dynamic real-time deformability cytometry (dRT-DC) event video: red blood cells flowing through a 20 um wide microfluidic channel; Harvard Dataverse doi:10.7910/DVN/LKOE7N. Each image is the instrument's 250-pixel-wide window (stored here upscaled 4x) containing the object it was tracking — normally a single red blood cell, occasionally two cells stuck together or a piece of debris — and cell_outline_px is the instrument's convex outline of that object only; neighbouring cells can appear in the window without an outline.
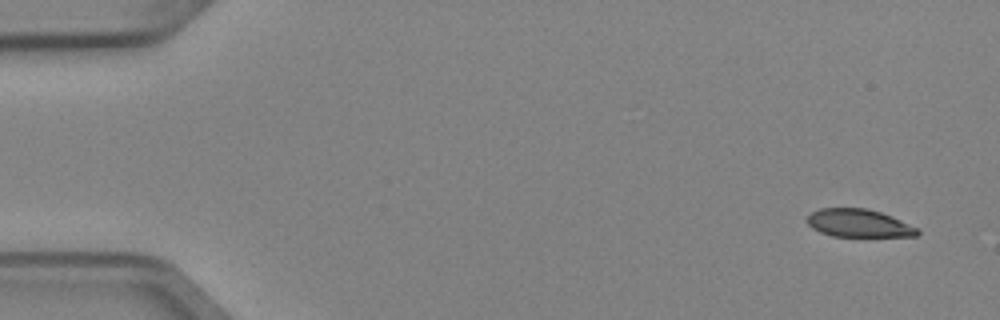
{"species": "Egyptian fruit bat (a non-hibernating species)", "species_latin": "Rousettus aegyptiacus", "temperature_condition": "cold", "stored_images_in_passage": 4, "camera_frame_rate_fps": 3000, "um_per_image_px": 0.085, "animal": {"sex": "female"}, "frame": {"image": 1, "passage_image": 1, "time_ms": 0.0, "image_size_px": [1000, 320], "cell_outline_px": [[920, 232], [916, 236], [832, 236], [820, 232], [812, 228], [808, 224], [808, 216], [812, 212], [820, 208], [868, 208], [892, 216], [916, 228]], "centroid_in_image_um": [72.97, 18.96], "position_along_channel_um": 12.0, "area_um2": 17.74}}
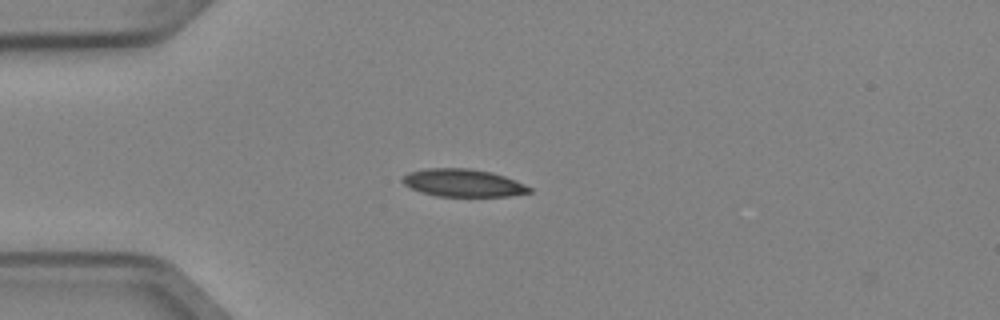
{"frame": {"image": 2, "passage_image": 4, "time_ms": 1.0, "image_size_px": [1000, 320], "cell_outline_px": [[532, 192], [508, 196], [436, 196], [420, 192], [404, 184], [400, 180], [408, 172], [424, 168], [472, 168], [492, 172], [504, 176], [524, 184], [532, 188]], "centroid_in_image_um": [39.34, 15.54], "position_along_channel_um": 45.7, "area_um2": 20.52}}